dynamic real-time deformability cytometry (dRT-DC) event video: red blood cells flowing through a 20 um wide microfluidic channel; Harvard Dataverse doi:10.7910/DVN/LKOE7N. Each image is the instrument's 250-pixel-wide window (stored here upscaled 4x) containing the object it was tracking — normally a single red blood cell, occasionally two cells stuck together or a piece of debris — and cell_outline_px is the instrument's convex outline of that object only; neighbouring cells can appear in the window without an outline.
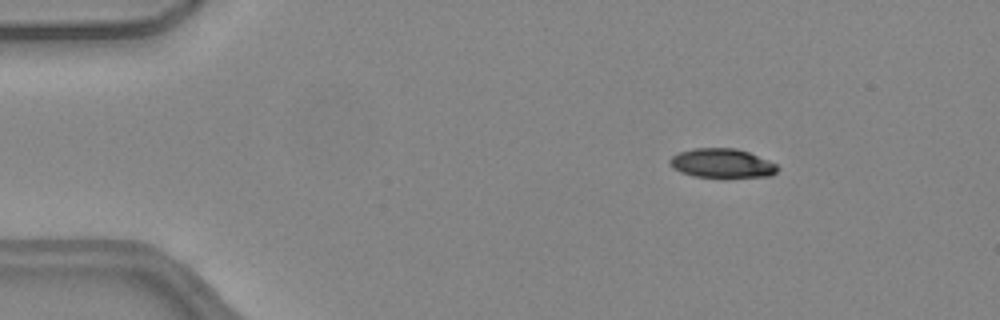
{"species": "common noctule bat (a hibernating species)", "species_latin": "Nyctalus noctula", "temperature_condition": "warm", "stored_images_in_passage": 51, "camera_frame_rate_fps": 3000, "um_per_image_px": 0.085, "animal": {"sex": "female", "body_mass_g": 24.6, "forearm_length_mm": 56.2}, "frame": {"image": 1, "passage_image": 8, "time_ms": 2.333, "image_size_px": [1000, 320], "cell_outline_px": [[780, 168], [772, 176], [724, 180], [692, 176], [680, 172], [672, 168], [668, 164], [668, 160], [672, 156], [680, 152], [696, 148], [736, 148], [748, 152], [768, 160], [776, 164]], "centroid_in_image_um": [61.38, 13.94], "position_along_channel_um": 23.6, "area_um2": 19.25}}
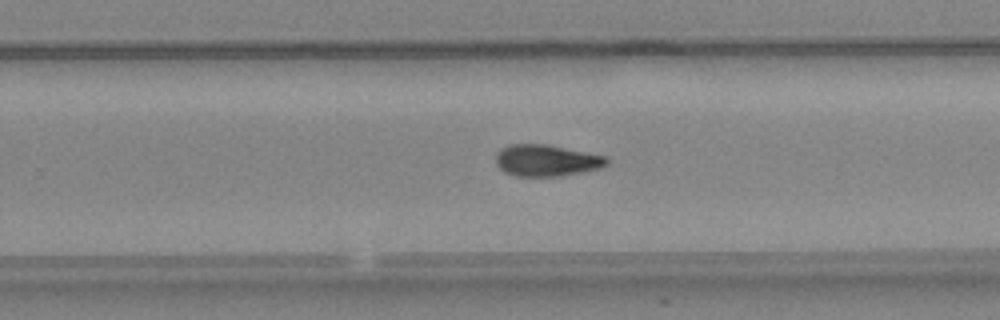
{"frame": {"image": 2, "passage_image": 33, "time_ms": 10.667, "image_size_px": [1000, 320], "cell_outline_px": [[608, 164], [604, 168], [560, 176], [516, 176], [504, 172], [496, 164], [496, 152], [500, 148], [508, 144], [548, 144], [608, 156]], "centroid_in_image_um": [46.47, 13.63], "position_along_channel_um": 283.3, "area_um2": 20.81}}
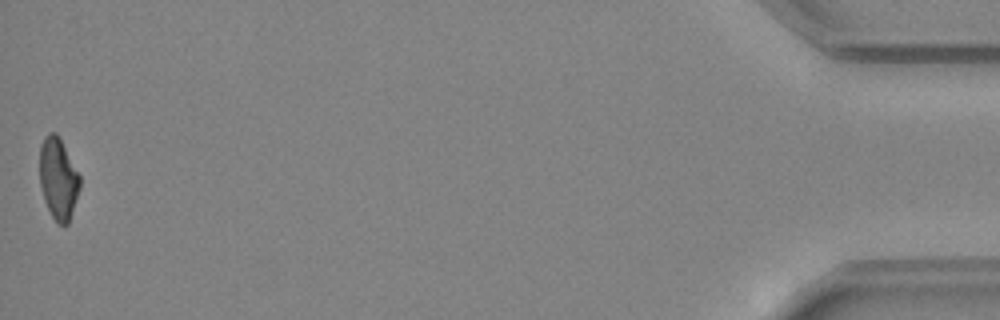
{"frame": {"image": 3, "passage_image": 51, "time_ms": 16.667, "image_size_px": [1000, 320], "cell_outline_px": [[80, 188], [68, 224], [64, 228], [56, 224], [44, 200], [40, 184], [40, 144], [44, 136], [48, 132], [56, 132], [60, 136], [80, 176]], "centroid_in_image_um": [4.95, 15.18], "position_along_channel_um": 430.3, "area_um2": 19.42}}